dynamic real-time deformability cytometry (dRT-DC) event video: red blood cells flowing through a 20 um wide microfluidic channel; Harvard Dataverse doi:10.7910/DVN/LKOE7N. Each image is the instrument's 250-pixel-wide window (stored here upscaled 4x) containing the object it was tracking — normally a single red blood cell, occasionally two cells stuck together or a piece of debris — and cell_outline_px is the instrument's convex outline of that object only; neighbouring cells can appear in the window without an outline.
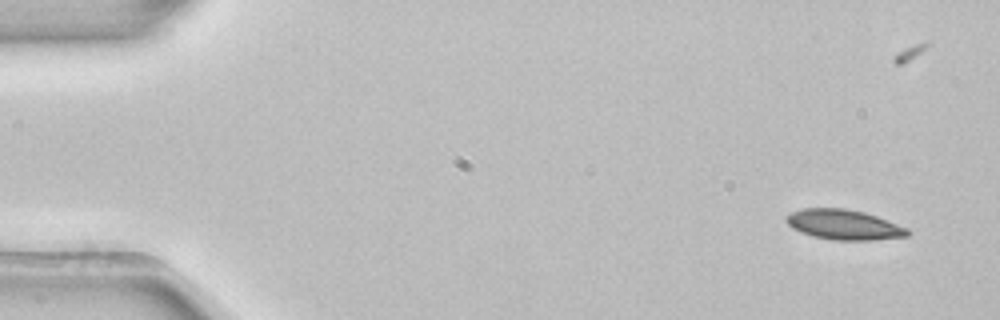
{"species": "common noctule bat (a hibernating species)", "species_latin": "Nyctalus noctula", "temperature_condition": "room temperature", "stored_images_in_passage": 6, "segment_of_instrument_passage": [1, 2], "camera_frame_rate_fps": 3000, "um_per_image_px": 0.085, "animal": {"sex": "female", "body_mass_g": 22.7, "forearm_length_mm": 54.2}, "frame": {"image": 1, "passage_image": 1, "time_ms": 0.0, "image_size_px": [1000, 320], "cell_outline_px": [[912, 232], [908, 236], [872, 240], [836, 240], [812, 236], [800, 232], [792, 228], [784, 220], [784, 216], [792, 212], [804, 208], [844, 208], [864, 212], [876, 216], [908, 228]], "centroid_in_image_um": [71.71, 19.09], "position_along_channel_um": 13.3, "area_um2": 21.33}}
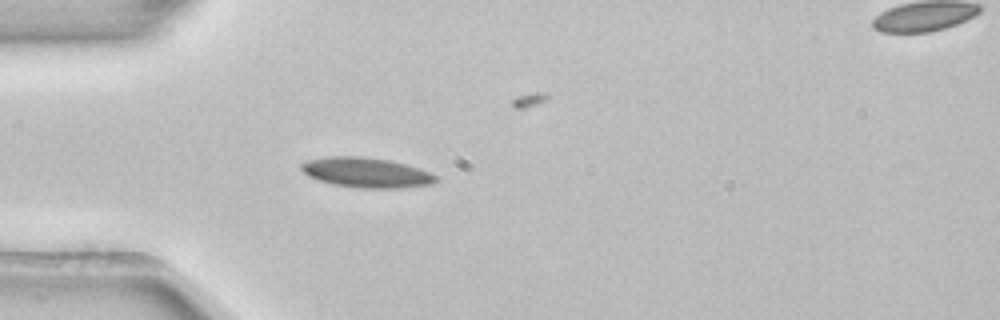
{"frame": {"image": 2, "passage_image": 4, "time_ms": 1.0, "image_size_px": [1000, 320], "cell_outline_px": [[436, 180], [432, 184], [396, 188], [356, 188], [332, 184], [308, 176], [300, 168], [300, 164], [308, 160], [328, 156], [360, 156], [388, 160], [404, 164], [428, 172], [436, 176]], "centroid_in_image_um": [31.08, 14.67], "position_along_channel_um": 53.9, "area_um2": 23.24}}